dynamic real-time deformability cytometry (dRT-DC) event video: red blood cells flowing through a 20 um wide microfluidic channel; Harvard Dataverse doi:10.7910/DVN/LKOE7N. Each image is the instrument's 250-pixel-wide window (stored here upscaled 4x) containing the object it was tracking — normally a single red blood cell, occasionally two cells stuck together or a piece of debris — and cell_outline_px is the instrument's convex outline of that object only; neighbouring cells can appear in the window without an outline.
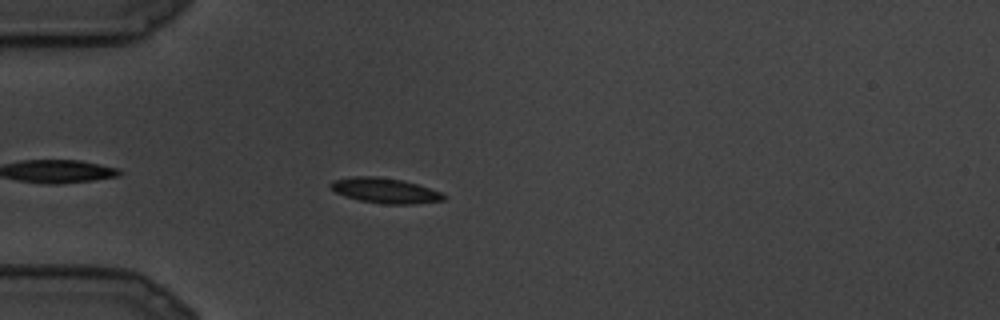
{"species": "common noctule bat (a hibernating species)", "species_latin": "Nyctalus noctula", "temperature_condition": "cold", "stored_images_in_passage": 25, "camera_frame_rate_fps": 3000, "um_per_image_px": 0.085, "animal": {"sex": "male", "body_mass_g": 19.5, "forearm_length_mm": 54.6}, "frame": {"image": 1, "passage_image": 7, "time_ms": 2.0, "image_size_px": [1000, 320], "cell_outline_px": [[448, 196], [444, 200], [412, 204], [384, 204], [360, 200], [344, 196], [336, 192], [328, 184], [332, 180], [356, 176], [376, 176], [400, 180], [416, 184], [440, 192]], "centroid_in_image_um": [32.71, 16.2], "position_along_channel_um": 52.3, "area_um2": 16.42}}
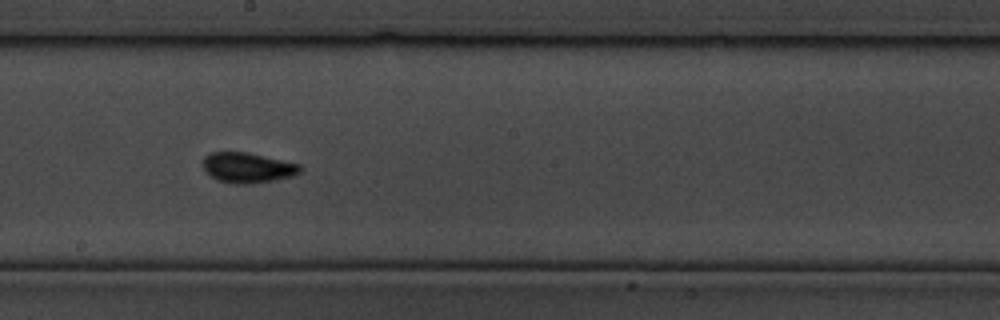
{"frame": {"image": 2, "passage_image": 14, "time_ms": 4.333, "image_size_px": [1000, 320], "cell_outline_px": [[304, 168], [300, 172], [292, 176], [272, 180], [248, 184], [236, 184], [216, 180], [204, 168], [204, 156], [208, 152], [248, 152], [300, 164]], "centroid_in_image_um": [21.06, 14.24], "position_along_channel_um": 227.1, "area_um2": 17.05}}
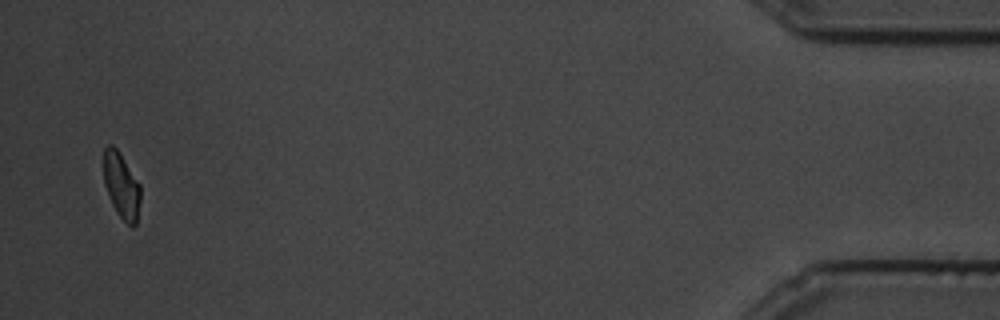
{"frame": {"image": 3, "passage_image": 25, "time_ms": 8.0, "image_size_px": [1000, 320], "cell_outline_px": [[140, 200], [136, 224], [132, 228], [120, 216], [112, 204], [108, 196], [104, 184], [104, 148], [108, 144], [112, 144], [120, 152], [140, 184]], "centroid_in_image_um": [10.32, 15.75], "position_along_channel_um": 424.9, "area_um2": 14.1}}